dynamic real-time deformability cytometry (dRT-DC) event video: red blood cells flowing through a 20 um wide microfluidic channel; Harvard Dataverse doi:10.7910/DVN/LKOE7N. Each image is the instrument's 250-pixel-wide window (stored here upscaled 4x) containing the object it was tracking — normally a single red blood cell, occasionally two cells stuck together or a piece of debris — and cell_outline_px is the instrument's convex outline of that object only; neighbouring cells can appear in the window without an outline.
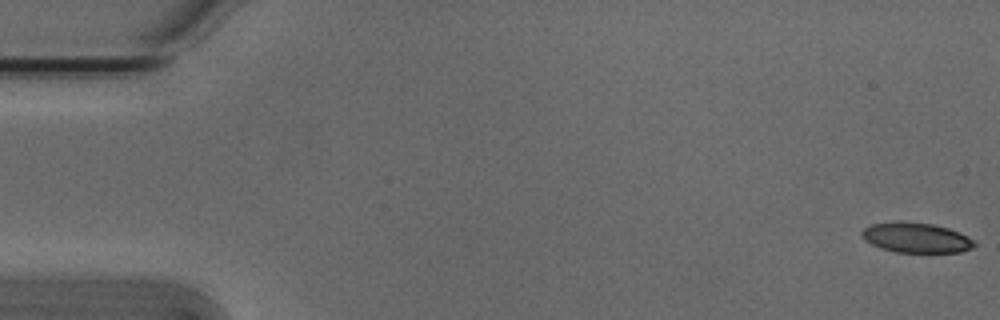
{"species": "Egyptian fruit bat (a non-hibernating species)", "species_latin": "Rousettus aegyptiacus", "temperature_condition": "cold", "stored_images_in_passage": 6, "camera_frame_rate_fps": 3000, "um_per_image_px": 0.085, "animal": {"sex": "male"}, "frame": {"image": 1, "passage_image": 1, "time_ms": 0.0, "image_size_px": [1000, 320], "cell_outline_px": [[976, 244], [972, 248], [960, 252], [896, 252], [880, 248], [864, 240], [860, 232], [864, 228], [872, 224], [900, 220], [932, 224], [948, 228], [960, 232], [972, 240]], "centroid_in_image_um": [77.84, 20.19], "position_along_channel_um": 7.2, "area_um2": 19.77}}